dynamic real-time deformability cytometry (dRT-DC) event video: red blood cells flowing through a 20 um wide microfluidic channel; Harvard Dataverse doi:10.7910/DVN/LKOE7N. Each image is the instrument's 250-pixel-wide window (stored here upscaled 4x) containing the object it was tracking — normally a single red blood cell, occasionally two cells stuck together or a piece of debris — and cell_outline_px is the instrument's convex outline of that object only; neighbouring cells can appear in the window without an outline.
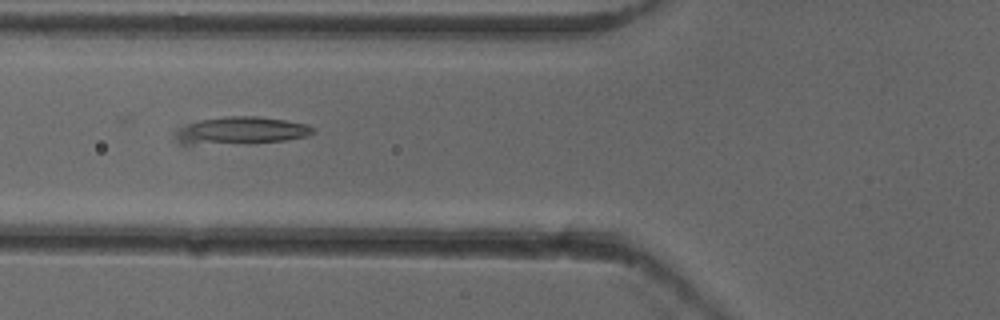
{"species": "common noctule bat (a hibernating species)", "species_latin": "Nyctalus noctula", "temperature_condition": "cold", "stored_images_in_passage": 44, "camera_frame_rate_fps": 3000, "um_per_image_px": 0.085, "animal": {"sex": "female"}, "frame": {"image": 1, "passage_image": 27, "time_ms": 8.667, "image_size_px": [1000, 320], "cell_outline_px": [[316, 132], [308, 136], [284, 140], [184, 148], [176, 144], [176, 128], [184, 124], [200, 120], [228, 116], [256, 116], [284, 120], [308, 124], [316, 128]], "centroid_in_image_um": [20.32, 11.15], "position_along_channel_um": 105.5, "area_um2": 23.12}}
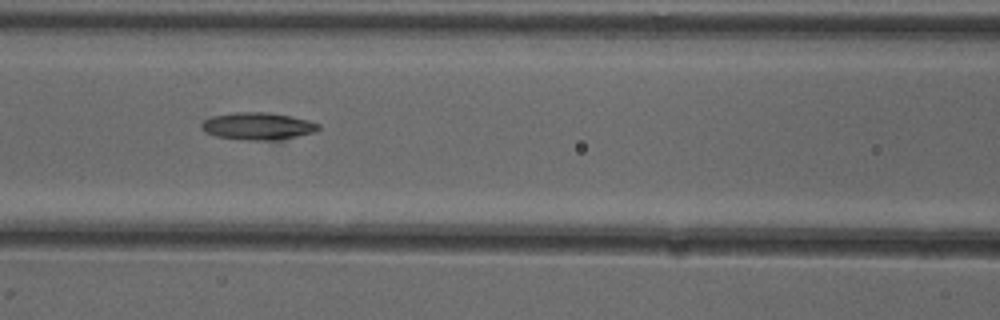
{"frame": {"image": 2, "passage_image": 30, "time_ms": 9.667, "image_size_px": [1000, 320], "cell_outline_px": [[320, 128], [312, 132], [284, 140], [248, 140], [216, 136], [204, 132], [200, 128], [200, 124], [204, 120], [212, 116], [236, 112], [268, 112], [292, 116], [308, 120], [320, 124]], "centroid_in_image_um": [21.9, 10.72], "position_along_channel_um": 144.7, "area_um2": 18.73}}